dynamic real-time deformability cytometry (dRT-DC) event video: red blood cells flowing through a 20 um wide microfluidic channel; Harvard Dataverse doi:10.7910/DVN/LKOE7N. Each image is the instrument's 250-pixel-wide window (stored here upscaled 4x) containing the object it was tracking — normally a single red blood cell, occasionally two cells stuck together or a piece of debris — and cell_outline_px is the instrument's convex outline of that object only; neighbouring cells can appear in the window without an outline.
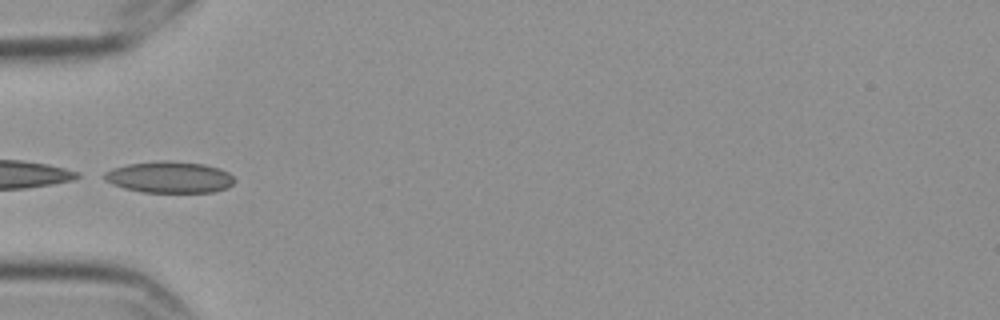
{"species": "Egyptian fruit bat (a non-hibernating species)", "species_latin": "Rousettus aegyptiacus", "temperature_condition": "cold", "stored_images_in_passage": 10, "camera_frame_rate_fps": 3000, "um_per_image_px": 0.085, "frame": {"image": 1, "passage_image": 4, "time_ms": 1.0, "image_size_px": [1000, 320], "cell_outline_px": [[236, 180], [228, 188], [212, 192], [144, 192], [124, 188], [112, 184], [104, 180], [104, 172], [112, 168], [128, 164], [164, 160], [172, 160], [204, 164], [220, 168], [228, 172]], "centroid_in_image_um": [14.42, 15.05], "position_along_channel_um": 70.6, "area_um2": 23.99}}
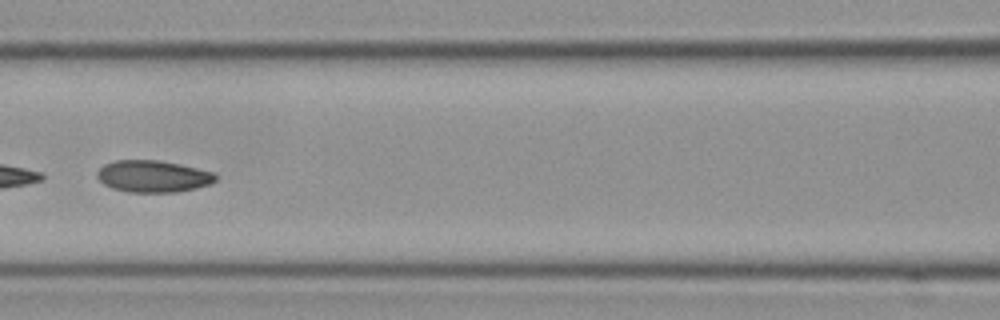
{"frame": {"image": 2, "passage_image": 6, "time_ms": 1.667, "image_size_px": [1000, 320], "cell_outline_px": [[216, 180], [208, 184], [196, 188], [176, 192], [128, 192], [112, 188], [104, 184], [96, 176], [96, 172], [104, 164], [116, 160], [156, 160], [180, 164], [212, 172], [216, 176]], "centroid_in_image_um": [12.97, 14.98], "position_along_channel_um": 153.6, "area_um2": 21.85}}
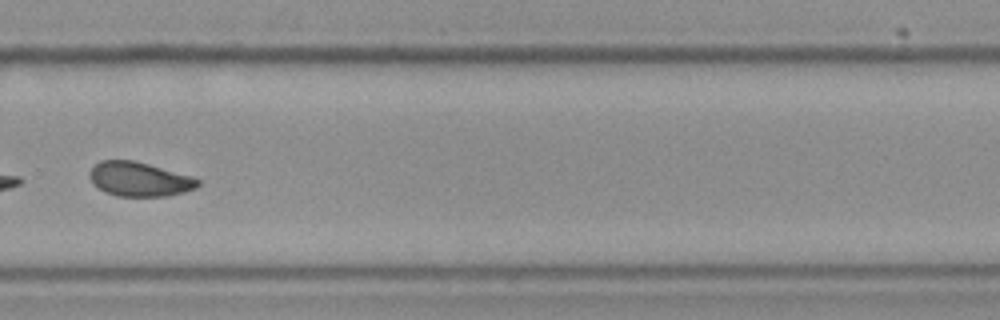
{"frame": {"image": 3, "passage_image": 10, "time_ms": 3.0, "image_size_px": [1000, 320], "cell_outline_px": [[200, 184], [196, 188], [164, 196], [116, 196], [104, 192], [92, 184], [88, 176], [88, 172], [100, 160], [136, 160], [192, 176], [200, 180]], "centroid_in_image_um": [11.8, 15.22], "position_along_channel_um": 318.0, "area_um2": 21.79}}